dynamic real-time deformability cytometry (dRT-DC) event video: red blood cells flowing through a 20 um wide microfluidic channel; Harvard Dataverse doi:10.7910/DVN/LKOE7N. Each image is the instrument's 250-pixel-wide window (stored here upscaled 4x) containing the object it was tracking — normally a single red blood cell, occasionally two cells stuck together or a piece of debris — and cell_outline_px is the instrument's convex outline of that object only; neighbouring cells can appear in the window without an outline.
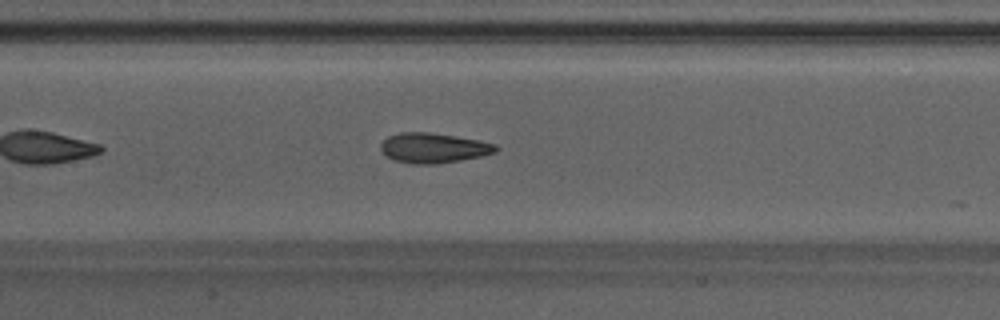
{"species": "Egyptian fruit bat (a non-hibernating species)", "species_latin": "Rousettus aegyptiacus", "temperature_condition": "warm", "stored_images_in_passage": 36, "camera_frame_rate_fps": 3000, "um_per_image_px": 0.085, "animal": {"sex": "male"}, "frame": {"image": 1, "passage_image": 11, "time_ms": 3.333, "image_size_px": [1000, 320], "cell_outline_px": [[500, 148], [496, 152], [480, 156], [460, 160], [436, 164], [412, 164], [392, 160], [384, 156], [380, 148], [380, 144], [388, 136], [400, 132], [428, 132], [456, 136], [496, 144]], "centroid_in_image_um": [36.8, 12.58], "position_along_channel_um": 170.6, "area_um2": 20.23}, "authors_computed_cell_mechanics": {"area_um2": 20.1433, "velocity_mm_per_s": 4.2601, "shape_relaxation_time_tau1_ms": 5.3344, "shape_relaxation_time_tau2_ms": 1.3982, "deformation_change_tau1": 0.1809, "deformation_change_tau2": 0.0844}}